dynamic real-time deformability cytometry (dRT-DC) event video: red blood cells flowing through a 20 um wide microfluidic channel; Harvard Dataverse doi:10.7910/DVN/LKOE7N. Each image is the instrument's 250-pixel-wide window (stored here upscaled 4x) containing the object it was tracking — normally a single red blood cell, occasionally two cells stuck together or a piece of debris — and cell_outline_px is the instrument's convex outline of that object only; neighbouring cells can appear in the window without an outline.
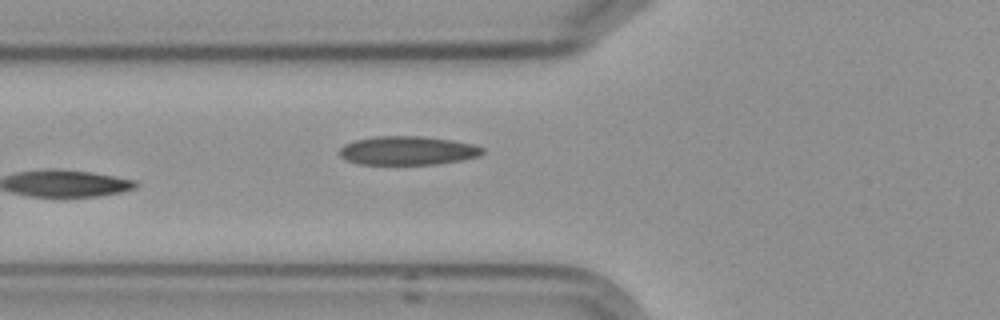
{"species": "Egyptian fruit bat (a non-hibernating species)", "species_latin": "Rousettus aegyptiacus", "temperature_condition": "cold", "stored_images_in_passage": 6, "camera_frame_rate_fps": 3000, "um_per_image_px": 0.085, "frame": {"image": 1, "passage_image": 6, "time_ms": 6.667, "image_size_px": [1000, 320], "cell_outline_px": [[484, 152], [480, 156], [460, 160], [436, 164], [356, 164], [344, 160], [336, 152], [344, 144], [352, 140], [376, 136], [424, 136], [452, 140], [476, 144], [484, 148]], "centroid_in_image_um": [34.61, 12.79], "position_along_channel_um": 91.2, "area_um2": 24.39}}